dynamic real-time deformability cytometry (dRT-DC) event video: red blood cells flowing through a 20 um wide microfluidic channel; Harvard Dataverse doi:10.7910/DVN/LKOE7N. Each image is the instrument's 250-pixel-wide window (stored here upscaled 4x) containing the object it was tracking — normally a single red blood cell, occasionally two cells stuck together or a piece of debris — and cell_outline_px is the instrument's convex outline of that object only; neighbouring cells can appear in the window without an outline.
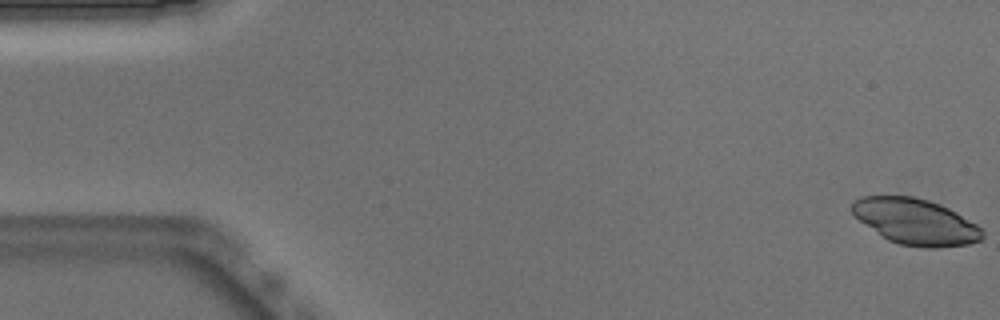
{"species": "Egyptian fruit bat (a non-hibernating species)", "species_latin": "Rousettus aegyptiacus", "temperature_condition": "warm", "stored_images_in_passage": 51, "camera_frame_rate_fps": 3000, "um_per_image_px": 0.085, "animal": {"sex": "male"}, "frame": {"image": 1, "passage_image": 1, "time_ms": 0.0, "image_size_px": [1000, 320], "cell_outline_px": [[984, 236], [980, 240], [968, 244], [936, 248], [924, 248], [900, 244], [888, 240], [860, 220], [848, 208], [852, 200], [864, 196], [912, 196], [928, 200], [940, 204], [956, 212], [976, 224], [984, 232]], "centroid_in_image_um": [77.81, 18.83], "position_along_channel_um": 7.2, "area_um2": 34.8}}